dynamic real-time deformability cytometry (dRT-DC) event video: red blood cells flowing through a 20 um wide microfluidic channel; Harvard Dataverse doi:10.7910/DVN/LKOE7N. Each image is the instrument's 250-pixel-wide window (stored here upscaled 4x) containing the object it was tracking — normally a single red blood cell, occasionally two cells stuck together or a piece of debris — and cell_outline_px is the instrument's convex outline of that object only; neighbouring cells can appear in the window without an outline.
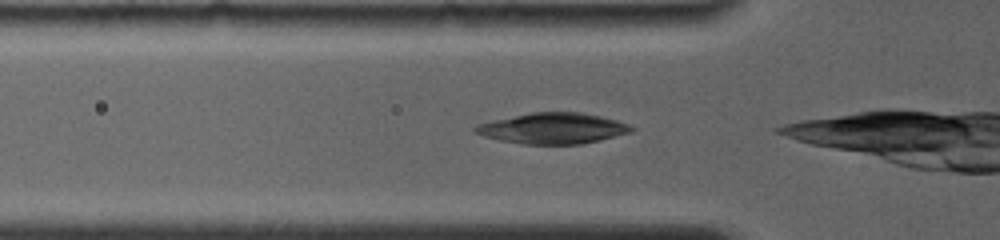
{"species": "common noctule bat (a hibernating species)", "species_latin": "Nyctalus noctula", "temperature_condition": "room temperature", "stored_images_in_passage": 26, "camera_frame_rate_fps": 4000, "um_per_image_px": 0.085, "animal": {"sex": "female", "body_mass_g": 19.0, "forearm_length_mm": 56.7}, "frame": {"image": 1, "passage_image": 2, "time_ms": 0.5, "image_size_px": [1000, 240], "cell_outline_px": [[636, 128], [632, 132], [600, 140], [580, 144], [524, 144], [500, 140], [484, 136], [472, 132], [472, 128], [476, 124], [492, 120], [532, 112], [580, 112], [600, 116], [616, 120], [628, 124]], "centroid_in_image_um": [46.97, 10.91], "position_along_channel_um": 78.8, "area_um2": 28.09}}
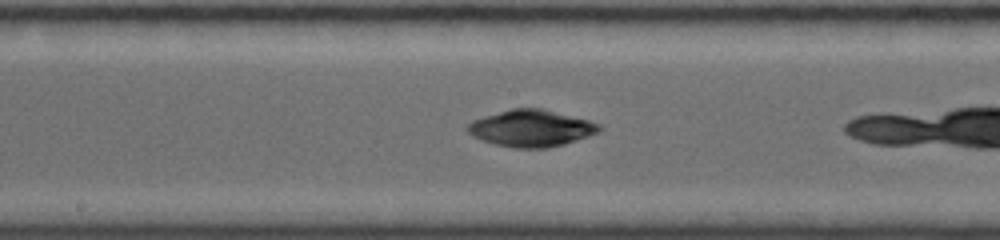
{"frame": {"image": 2, "passage_image": 12, "time_ms": 3.75, "image_size_px": [1000, 240], "cell_outline_px": [[600, 132], [564, 144], [548, 148], [516, 148], [496, 144], [472, 136], [464, 128], [472, 120], [484, 116], [512, 108], [540, 108], [588, 120], [600, 124]], "centroid_in_image_um": [45.13, 10.9], "position_along_channel_um": 203.1, "area_um2": 27.98}}
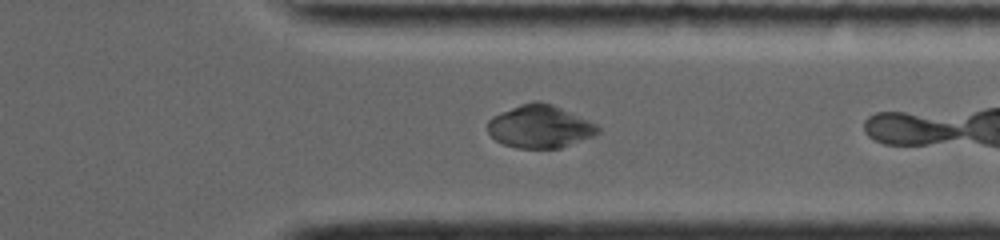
{"frame": {"image": 3, "passage_image": 24, "time_ms": 8.0, "image_size_px": [1000, 240], "cell_outline_px": [[600, 132], [592, 136], [560, 148], [520, 148], [504, 144], [496, 140], [488, 132], [488, 120], [492, 116], [520, 104], [532, 100], [536, 100], [552, 104], [588, 120], [596, 124], [600, 128]], "centroid_in_image_um": [45.88, 10.75], "position_along_channel_um": 365.5, "area_um2": 27.28}}